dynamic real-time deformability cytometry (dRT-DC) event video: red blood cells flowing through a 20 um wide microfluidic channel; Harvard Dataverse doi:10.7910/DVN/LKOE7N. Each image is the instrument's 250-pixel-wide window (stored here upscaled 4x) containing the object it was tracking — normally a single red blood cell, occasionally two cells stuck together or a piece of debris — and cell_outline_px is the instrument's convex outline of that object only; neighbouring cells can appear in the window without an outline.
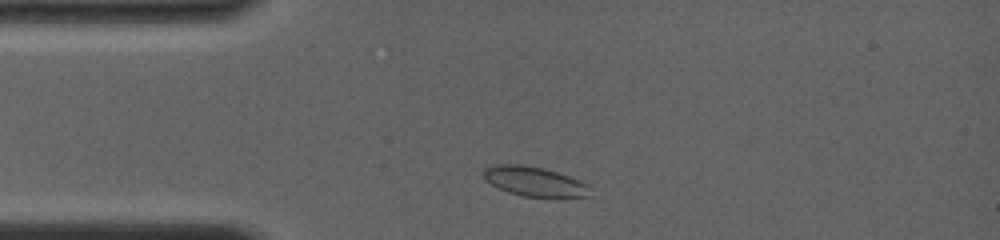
{"species": "common noctule bat (a hibernating species)", "species_latin": "Nyctalus noctula", "temperature_condition": "room temperature", "stored_images_in_passage": 24, "camera_frame_rate_fps": 4000, "um_per_image_px": 0.085, "animal": {"sex": "female", "body_mass_g": 19.0, "forearm_length_mm": 56.7}, "frame": {"image": 1, "passage_image": 2, "time_ms": 0.75, "image_size_px": [1000, 240], "cell_outline_px": [[588, 196], [560, 200], [524, 196], [508, 192], [484, 180], [484, 168], [492, 164], [524, 164], [544, 168], [568, 176], [588, 184]], "centroid_in_image_um": [45.44, 15.46], "position_along_channel_um": 39.6, "area_um2": 18.9}}
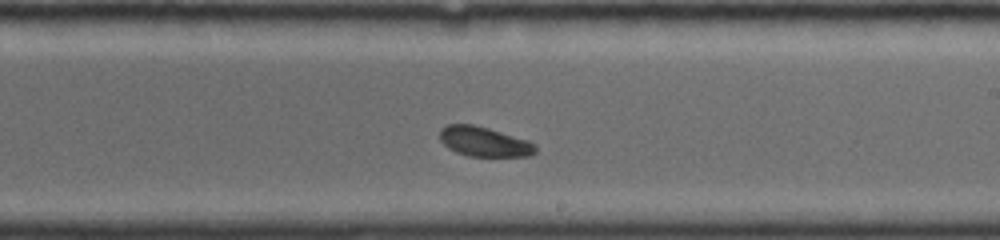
{"frame": {"image": 2, "passage_image": 15, "time_ms": 6.5, "image_size_px": [1000, 240], "cell_outline_px": [[536, 152], [532, 156], [468, 156], [456, 152], [448, 148], [440, 140], [440, 128], [448, 124], [472, 124], [488, 128], [528, 140], [536, 144]], "centroid_in_image_um": [41.16, 12.04], "position_along_channel_um": 247.8, "area_um2": 16.65}}
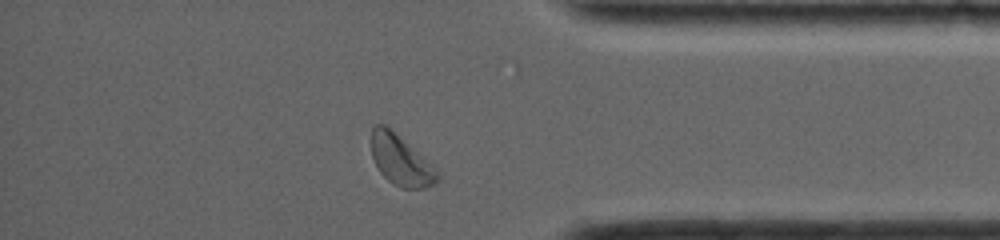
{"frame": {"image": 3, "passage_image": 24, "time_ms": 10.5, "image_size_px": [1000, 240], "cell_outline_px": [[440, 180], [436, 184], [424, 188], [400, 188], [392, 184], [380, 172], [372, 156], [372, 124], [384, 124], [436, 168], [440, 172]], "centroid_in_image_um": [34.09, 13.67], "position_along_channel_um": 401.1, "area_um2": 19.13}}